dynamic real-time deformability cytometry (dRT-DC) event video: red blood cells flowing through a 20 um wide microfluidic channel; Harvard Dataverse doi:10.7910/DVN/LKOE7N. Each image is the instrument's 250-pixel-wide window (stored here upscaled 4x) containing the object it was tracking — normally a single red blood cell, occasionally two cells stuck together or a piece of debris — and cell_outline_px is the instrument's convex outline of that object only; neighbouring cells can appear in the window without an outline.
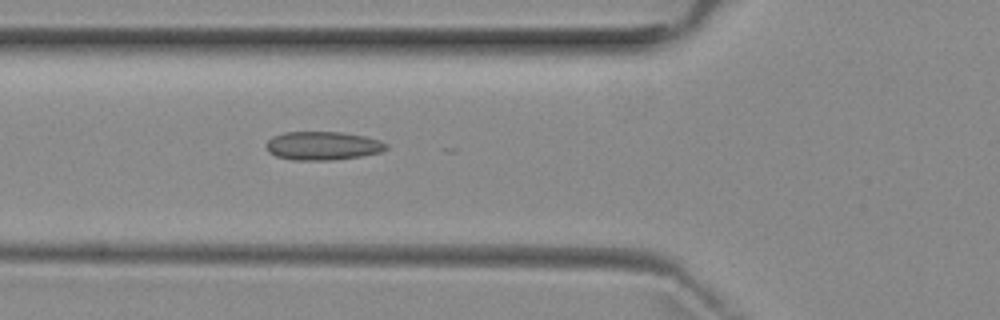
{"species": "common noctule bat (a hibernating species)", "species_latin": "Nyctalus noctula", "temperature_condition": "room temperature", "stored_images_in_passage": 6, "camera_frame_rate_fps": 3000, "um_per_image_px": 0.085, "animal": {"sex": "female", "body_mass_g": 29.2, "forearm_length_mm": 56.3}, "frame": {"image": 1, "passage_image": 6, "time_ms": 5.667, "image_size_px": [1000, 320], "cell_outline_px": [[388, 148], [380, 152], [360, 156], [332, 160], [292, 160], [276, 156], [268, 152], [268, 140], [272, 136], [284, 132], [340, 132], [364, 136], [380, 140], [388, 144]], "centroid_in_image_um": [27.44, 12.39], "position_along_channel_um": 98.4, "area_um2": 19.88}}